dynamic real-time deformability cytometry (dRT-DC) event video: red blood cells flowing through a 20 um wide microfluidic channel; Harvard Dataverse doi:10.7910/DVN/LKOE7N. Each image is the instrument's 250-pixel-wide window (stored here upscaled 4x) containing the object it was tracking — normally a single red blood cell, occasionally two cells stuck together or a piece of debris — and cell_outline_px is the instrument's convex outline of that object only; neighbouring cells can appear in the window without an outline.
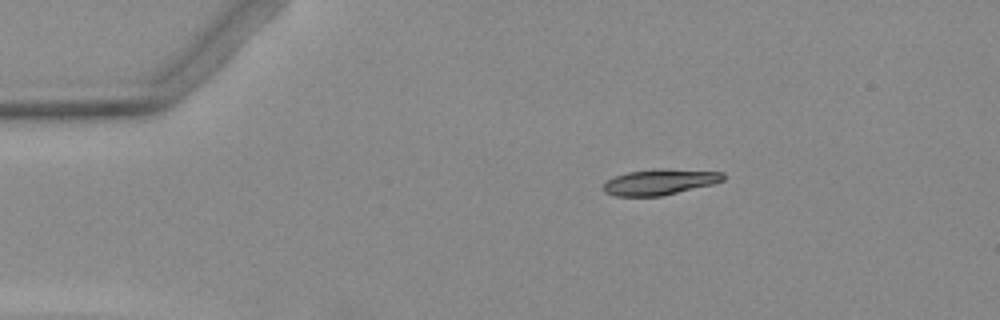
{"species": "Egyptian fruit bat (a non-hibernating species)", "species_latin": "Rousettus aegyptiacus", "temperature_condition": "warm", "stored_images_in_passage": 3, "camera_frame_rate_fps": 3000, "um_per_image_px": 0.085, "animal": {"sex": "female"}, "frame": {"image": 1, "passage_image": 1, "time_ms": 0.0, "image_size_px": [1000, 320], "cell_outline_px": [[724, 180], [712, 184], [660, 196], [616, 196], [604, 192], [604, 184], [608, 180], [616, 176], [628, 172], [660, 168], [724, 172]], "centroid_in_image_um": [56.09, 15.46], "position_along_channel_um": 28.9, "area_um2": 17.74}}